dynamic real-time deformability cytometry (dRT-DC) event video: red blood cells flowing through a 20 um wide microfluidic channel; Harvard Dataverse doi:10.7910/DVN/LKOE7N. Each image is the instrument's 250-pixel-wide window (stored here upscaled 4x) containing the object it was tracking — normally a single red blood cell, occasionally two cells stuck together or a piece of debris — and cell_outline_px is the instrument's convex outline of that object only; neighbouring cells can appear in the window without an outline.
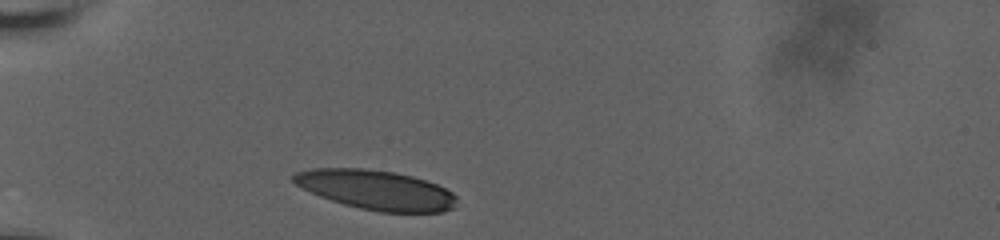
{"species": "human", "species_latin": "Homo sapiens", "temperature_condition": "room temperature", "stored_images_in_passage": 6, "camera_frame_rate_fps": 3000, "um_per_image_px": 0.085, "donor": {"sex": "male"}, "frame": {"image": 1, "passage_image": 1, "time_ms": 0.0, "image_size_px": [1000, 240], "cell_outline_px": [[456, 208], [444, 212], [380, 212], [360, 208], [344, 204], [320, 196], [296, 184], [292, 180], [292, 176], [296, 172], [312, 168], [364, 168], [392, 172], [412, 176], [436, 184], [452, 192], [456, 196]], "centroid_in_image_um": [32.0, 16.14], "position_along_channel_um": 53.0, "area_um2": 37.4}}
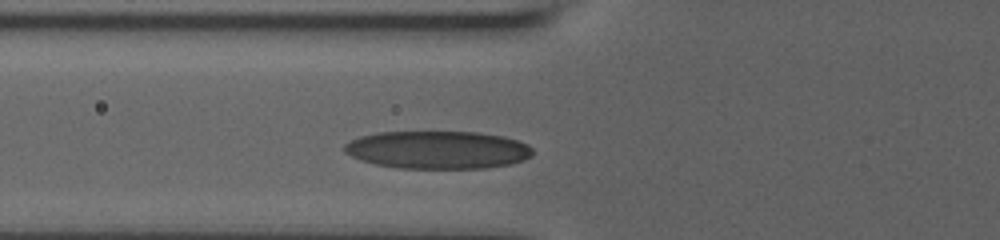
{"frame": {"image": 2, "passage_image": 3, "time_ms": 1.667, "image_size_px": [1000, 240], "cell_outline_px": [[532, 156], [524, 160], [512, 164], [484, 168], [400, 168], [376, 164], [360, 160], [344, 152], [344, 144], [360, 136], [380, 132], [480, 132], [504, 136], [528, 144], [532, 148]], "centroid_in_image_um": [37.23, 12.73], "position_along_channel_um": 88.6, "area_um2": 41.62}}
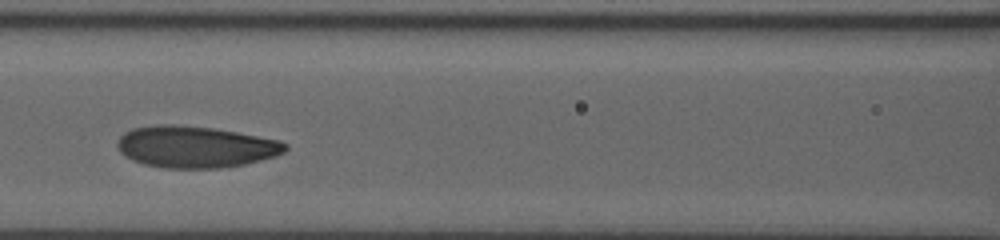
{"frame": {"image": 3, "passage_image": 5, "time_ms": 3.333, "image_size_px": [1000, 240], "cell_outline_px": [[288, 148], [284, 152], [276, 156], [244, 164], [220, 168], [164, 168], [144, 164], [132, 160], [120, 152], [116, 144], [120, 136], [124, 132], [132, 128], [156, 124], [176, 124], [212, 128], [236, 132], [280, 140], [288, 144]], "centroid_in_image_um": [16.6, 12.48], "position_along_channel_um": 150.0, "area_um2": 40.86}}